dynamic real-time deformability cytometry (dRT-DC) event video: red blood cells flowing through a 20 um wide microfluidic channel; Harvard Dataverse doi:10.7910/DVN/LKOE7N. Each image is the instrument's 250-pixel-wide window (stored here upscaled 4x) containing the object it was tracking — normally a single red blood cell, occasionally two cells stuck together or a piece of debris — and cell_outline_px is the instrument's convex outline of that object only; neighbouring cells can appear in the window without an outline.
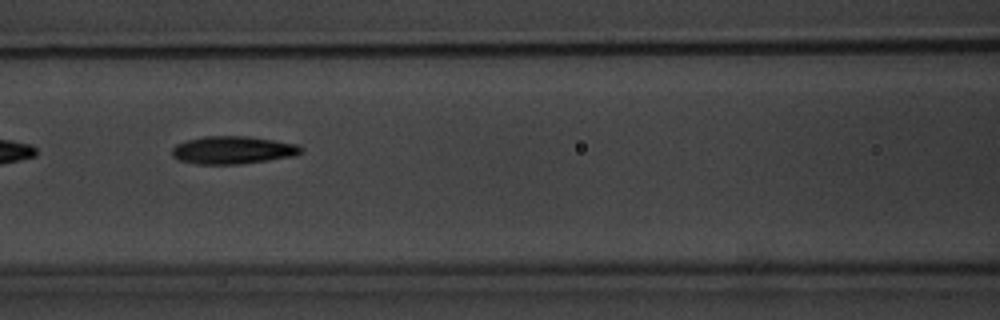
{"species": "common noctule bat (a hibernating species)", "species_latin": "Nyctalus noctula", "temperature_condition": "warm", "stored_images_in_passage": 9, "camera_frame_rate_fps": 3000, "um_per_image_px": 0.085, "animal": {"sex": "male", "body_mass_g": 20.1, "forearm_length_mm": 53.5}, "frame": {"image": 1, "passage_image": 3, "time_ms": 2.333, "image_size_px": [1000, 320], "cell_outline_px": [[304, 152], [296, 156], [240, 164], [196, 164], [180, 160], [172, 156], [172, 148], [176, 144], [188, 140], [204, 136], [248, 136], [296, 144], [304, 148]], "centroid_in_image_um": [19.82, 12.76], "position_along_channel_um": 146.8, "area_um2": 20.92}}
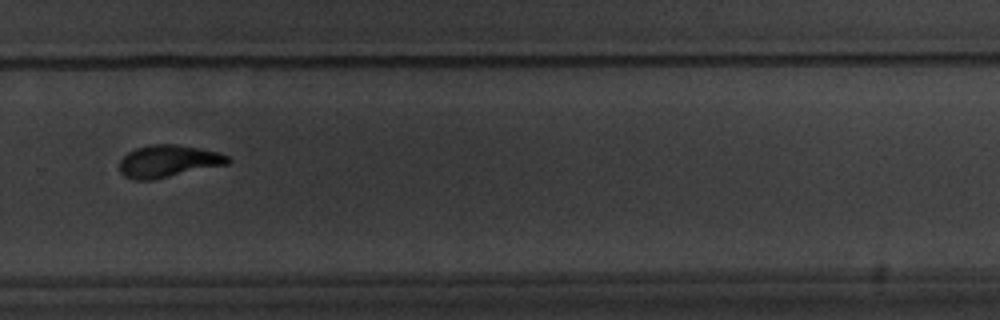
{"frame": {"image": 2, "passage_image": 7, "time_ms": 7.333, "image_size_px": [1000, 320], "cell_outline_px": [[232, 160], [228, 164], [152, 180], [132, 180], [124, 176], [120, 172], [120, 160], [128, 152], [136, 148], [148, 144], [176, 144], [200, 148], [220, 152], [228, 156]], "centroid_in_image_um": [14.31, 13.7], "position_along_channel_um": 315.5, "area_um2": 20.52}}
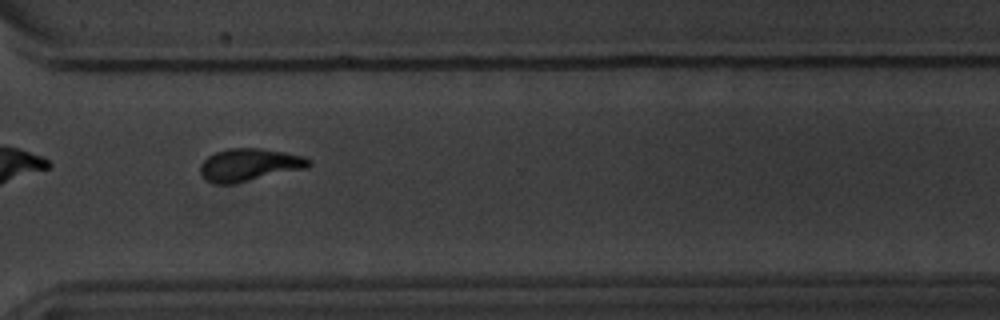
{"frame": {"image": 3, "passage_image": 8, "time_ms": 8.333, "image_size_px": [1000, 320], "cell_outline_px": [[312, 164], [308, 168], [232, 184], [216, 184], [208, 180], [200, 172], [200, 164], [208, 156], [216, 152], [228, 148], [260, 148], [284, 152], [304, 156], [312, 160]], "centroid_in_image_um": [21.23, 14.0], "position_along_channel_um": 349.4, "area_um2": 20.63}}